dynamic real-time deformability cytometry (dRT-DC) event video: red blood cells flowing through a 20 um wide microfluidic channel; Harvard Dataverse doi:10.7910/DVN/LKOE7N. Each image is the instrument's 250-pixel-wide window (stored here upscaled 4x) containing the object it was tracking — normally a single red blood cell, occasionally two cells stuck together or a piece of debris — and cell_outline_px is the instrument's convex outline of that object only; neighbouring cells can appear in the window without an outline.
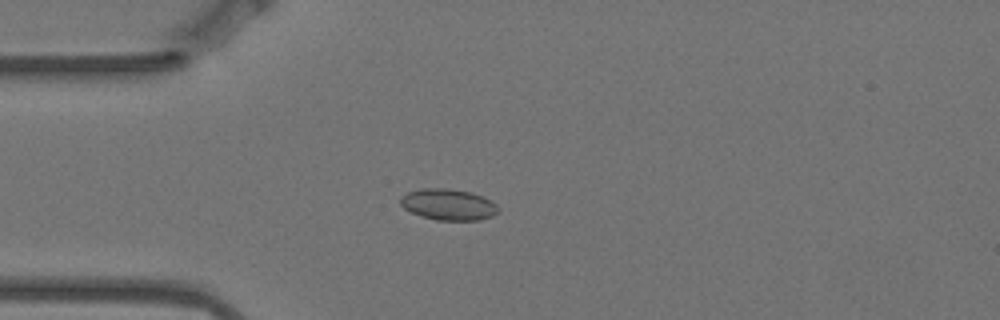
{"species": "Egyptian fruit bat (a non-hibernating species)", "species_latin": "Rousettus aegyptiacus", "temperature_condition": "warm", "stored_images_in_passage": 7, "camera_frame_rate_fps": 3000, "um_per_image_px": 0.085, "animal": {"sex": "female"}, "frame": {"image": 1, "passage_image": 4, "time_ms": 1.0, "image_size_px": [1000, 320], "cell_outline_px": [[496, 212], [492, 216], [480, 220], [436, 220], [412, 212], [404, 208], [400, 204], [400, 200], [408, 192], [420, 188], [448, 188], [472, 192], [496, 204]], "centroid_in_image_um": [38.09, 17.37], "position_along_channel_um": 46.9, "area_um2": 17.46}}
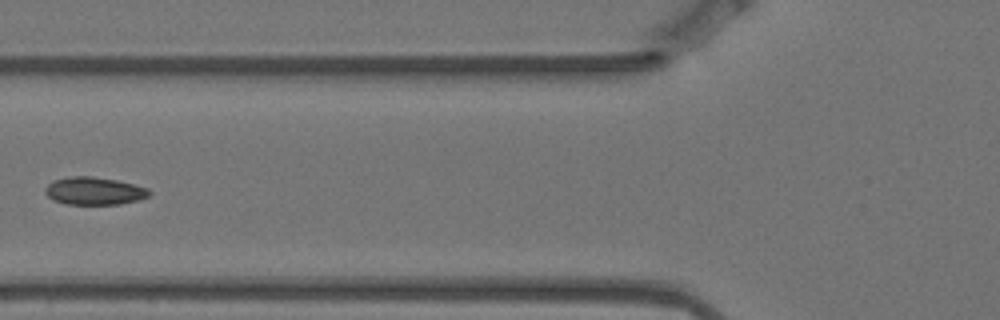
{"frame": {"image": 2, "passage_image": 6, "time_ms": 1.667, "image_size_px": [1000, 320], "cell_outline_px": [[152, 192], [148, 196], [140, 200], [120, 204], [64, 204], [48, 196], [44, 192], [44, 188], [48, 184], [56, 180], [72, 176], [92, 176], [116, 180], [148, 188]], "centroid_in_image_um": [8.03, 16.23], "position_along_channel_um": 117.8, "area_um2": 16.7}}
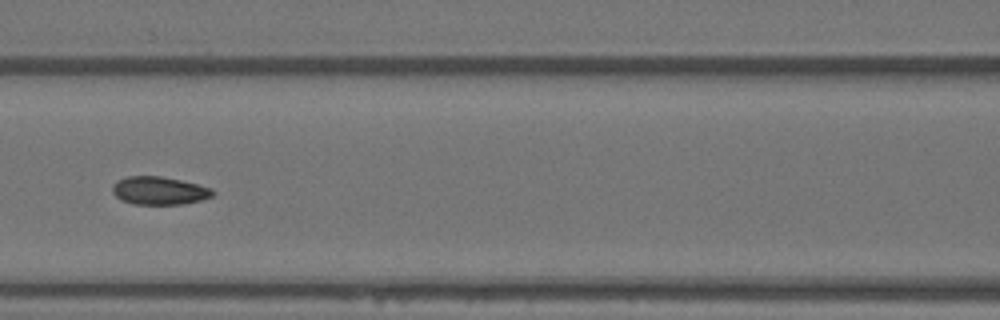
{"frame": {"image": 3, "passage_image": 7, "time_ms": 2.0, "image_size_px": [1000, 320], "cell_outline_px": [[216, 192], [212, 196], [200, 200], [184, 204], [132, 204], [116, 196], [112, 192], [112, 184], [116, 180], [128, 176], [160, 176], [180, 180], [212, 188]], "centroid_in_image_um": [13.52, 16.2], "position_along_channel_um": 153.1, "area_um2": 16.36}}